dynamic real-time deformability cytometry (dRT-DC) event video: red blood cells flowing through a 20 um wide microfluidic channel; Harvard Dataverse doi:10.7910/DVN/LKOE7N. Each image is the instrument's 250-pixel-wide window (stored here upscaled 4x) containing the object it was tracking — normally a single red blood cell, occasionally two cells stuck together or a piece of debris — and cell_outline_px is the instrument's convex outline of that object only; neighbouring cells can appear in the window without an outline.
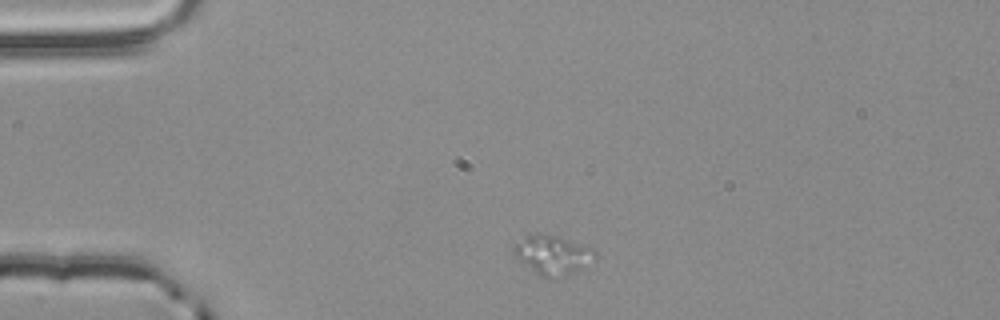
{"species": "common noctule bat (a hibernating species)", "species_latin": "Nyctalus noctula", "temperature_condition": "room temperature", "stored_images_in_passage": 2, "camera_frame_rate_fps": 3000, "um_per_image_px": 0.085, "animal": {"sex": "male", "body_mass_g": 20.4}, "frame": {"image": 1, "passage_image": 1, "time_ms": 0.0, "image_size_px": [1000, 320], "cell_outline_px": [[596, 260], [564, 276], [540, 276], [520, 260], [512, 252], [512, 244], [524, 236], [536, 232], [540, 232], [556, 236], [592, 248], [596, 252]], "centroid_in_image_um": [46.94, 21.62], "position_along_channel_um": 38.1, "area_um2": 18.32}}